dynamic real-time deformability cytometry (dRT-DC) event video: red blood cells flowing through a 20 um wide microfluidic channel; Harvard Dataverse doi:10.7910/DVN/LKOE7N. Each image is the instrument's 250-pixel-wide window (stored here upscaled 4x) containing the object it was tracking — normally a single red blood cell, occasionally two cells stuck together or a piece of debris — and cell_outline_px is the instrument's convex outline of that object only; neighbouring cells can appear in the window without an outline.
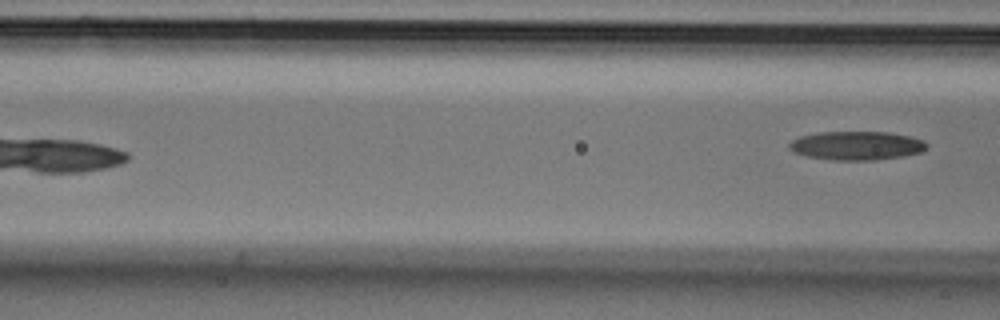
{"species": "Egyptian fruit bat (a non-hibernating species)", "species_latin": "Rousettus aegyptiacus", "temperature_condition": "cold", "stored_images_in_passage": 5, "camera_frame_rate_fps": 3000, "um_per_image_px": 0.085, "animal": {"sex": "male"}, "frame": {"image": 1, "passage_image": 5, "time_ms": 1.333, "image_size_px": [1000, 320], "cell_outline_px": [[928, 148], [920, 152], [904, 156], [876, 160], [832, 160], [808, 156], [796, 152], [788, 148], [788, 144], [792, 140], [800, 136], [820, 132], [888, 132], [908, 136], [924, 140], [928, 144]], "centroid_in_image_um": [72.83, 12.38], "position_along_channel_um": 93.8, "area_um2": 23.0}}